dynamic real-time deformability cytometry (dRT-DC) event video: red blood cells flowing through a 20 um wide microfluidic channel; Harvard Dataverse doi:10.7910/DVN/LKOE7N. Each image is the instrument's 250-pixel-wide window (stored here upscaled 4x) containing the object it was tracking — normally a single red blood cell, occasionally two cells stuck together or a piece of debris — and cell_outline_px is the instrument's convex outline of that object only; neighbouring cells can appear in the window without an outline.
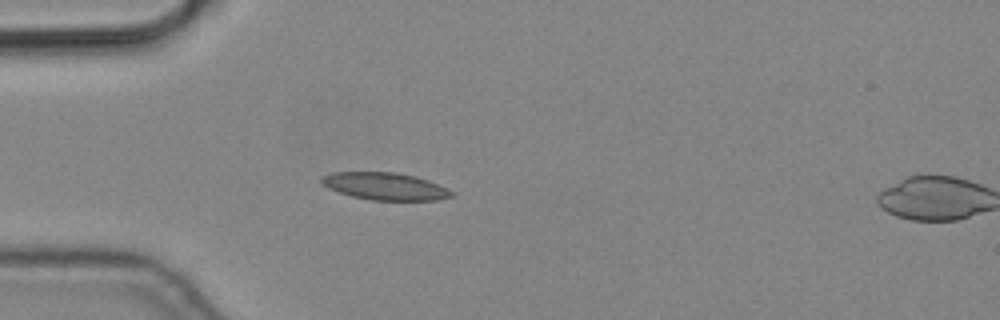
{"species": "common noctule bat (a hibernating species)", "species_latin": "Nyctalus noctula", "temperature_condition": "cold", "stored_images_in_passage": 4, "camera_frame_rate_fps": 3000, "um_per_image_px": 0.085, "animal": {"sex": "male", "body_mass_g": 19.2, "forearm_length_mm": 51.8}, "frame": {"image": 1, "passage_image": 3, "time_ms": 0.667, "image_size_px": [1000, 320], "cell_outline_px": [[452, 196], [436, 200], [368, 200], [352, 196], [328, 188], [320, 180], [320, 176], [332, 172], [396, 172], [416, 176], [428, 180], [448, 188], [452, 192]], "centroid_in_image_um": [32.71, 15.82], "position_along_channel_um": 52.3, "area_um2": 20.69}}